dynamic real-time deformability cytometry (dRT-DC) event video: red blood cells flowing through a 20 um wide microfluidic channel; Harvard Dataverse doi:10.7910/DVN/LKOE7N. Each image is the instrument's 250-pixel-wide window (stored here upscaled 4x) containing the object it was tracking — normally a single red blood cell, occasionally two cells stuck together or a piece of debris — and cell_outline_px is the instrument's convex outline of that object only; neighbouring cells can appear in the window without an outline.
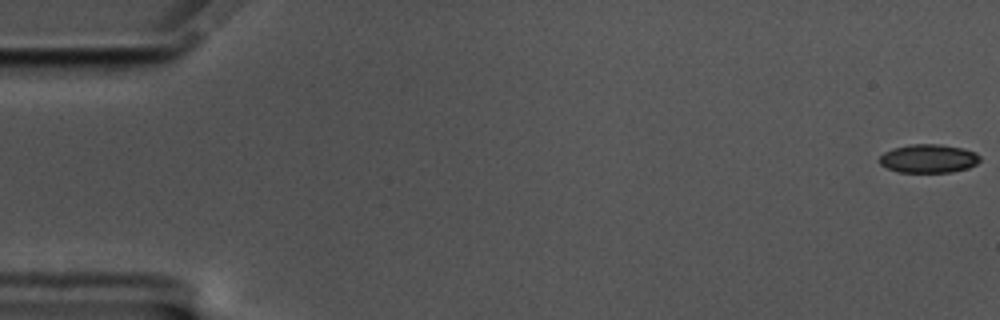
{"species": "common noctule bat (a hibernating species)", "species_latin": "Nyctalus noctula", "temperature_condition": "cold", "stored_images_in_passage": 58, "camera_frame_rate_fps": 3000, "um_per_image_px": 0.085, "animal": {"sex": "male", "body_mass_g": 17.5, "forearm_length_mm": 52.3}, "frame": {"image": 1, "passage_image": 1, "time_ms": 0.0, "image_size_px": [1000, 320], "cell_outline_px": [[980, 160], [976, 164], [968, 168], [952, 172], [900, 172], [888, 168], [880, 164], [880, 156], [884, 152], [892, 148], [912, 144], [940, 144], [964, 148], [976, 152], [980, 156]], "centroid_in_image_um": [78.95, 13.47], "position_along_channel_um": 6.1, "area_um2": 16.76}}
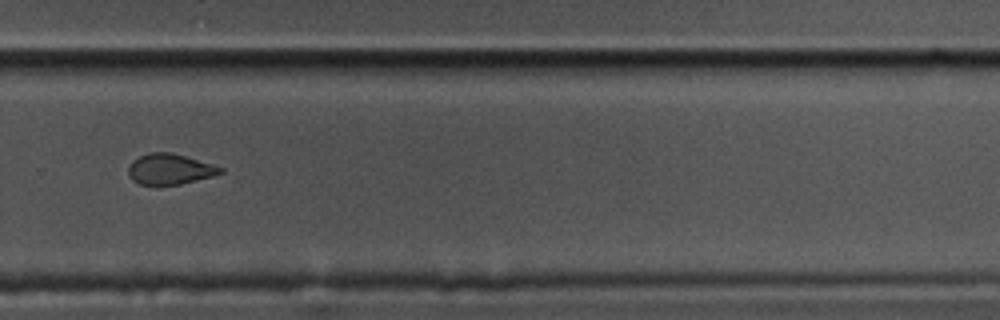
{"frame": {"image": 2, "passage_image": 40, "time_ms": 13.0, "image_size_px": [1000, 320], "cell_outline_px": [[224, 172], [212, 176], [180, 184], [140, 184], [132, 180], [128, 176], [128, 164], [132, 160], [140, 156], [152, 152], [172, 152], [212, 164], [224, 168]], "centroid_in_image_um": [14.41, 14.36], "position_along_channel_um": 315.4, "area_um2": 16.36}}
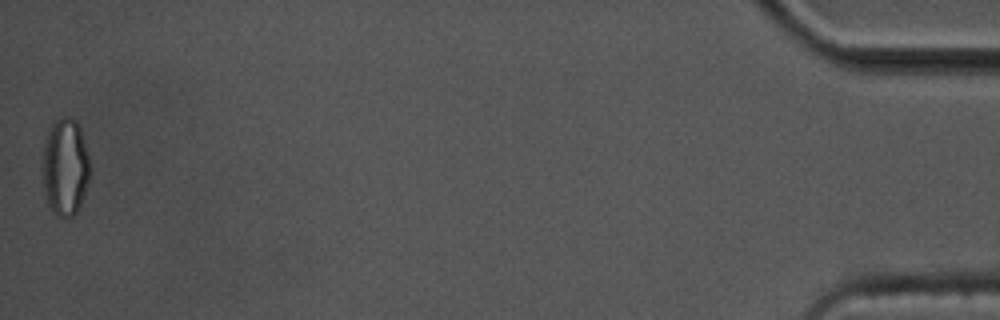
{"frame": {"image": 3, "passage_image": 58, "time_ms": 19.0, "image_size_px": [1000, 320], "cell_outline_px": [[92, 168], [80, 204], [76, 212], [72, 216], [56, 216], [48, 204], [44, 192], [40, 168], [44, 140], [48, 128], [52, 120], [60, 116], [68, 116], [76, 120], [80, 128]], "centroid_in_image_um": [5.49, 14.13], "position_along_channel_um": 429.7, "area_um2": 27.69}, "authors_computed_cell_mechanics": {"area_um2": 17.6868, "velocity_mm_per_s": 3.5031, "shape_relaxation_time_tau1_ms": 4.1398, "shape_relaxation_time_tau2_ms": 2.0618, "deformation_change_tau1": 0.1023, "deformation_change_tau2": 0.0598}}